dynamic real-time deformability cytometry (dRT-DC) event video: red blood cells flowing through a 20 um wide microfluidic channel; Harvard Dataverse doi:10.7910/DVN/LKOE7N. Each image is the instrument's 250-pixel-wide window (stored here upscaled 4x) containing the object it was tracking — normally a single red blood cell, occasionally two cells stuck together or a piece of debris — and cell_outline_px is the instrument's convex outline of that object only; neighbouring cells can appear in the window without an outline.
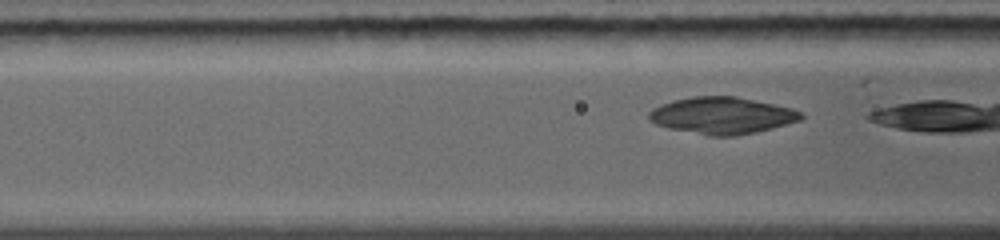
{"species": "common noctule bat (a hibernating species)", "species_latin": "Nyctalus noctula", "temperature_condition": "warm", "stored_images_in_passage": 42, "camera_frame_rate_fps": 5000, "um_per_image_px": 0.085, "animal": {"sex": "female", "body_mass_g": 19.0, "forearm_length_mm": 56.7}, "frame": {"image": 1, "passage_image": 5, "time_ms": 1.0, "image_size_px": [1000, 240], "cell_outline_px": [[804, 116], [800, 120], [772, 128], [756, 132], [736, 136], [708, 136], [668, 128], [656, 124], [648, 120], [648, 112], [652, 108], [660, 104], [672, 100], [692, 96], [736, 96], [792, 108], [800, 112]], "centroid_in_image_um": [61.32, 9.82], "position_along_channel_um": 105.3, "area_um2": 32.77}}
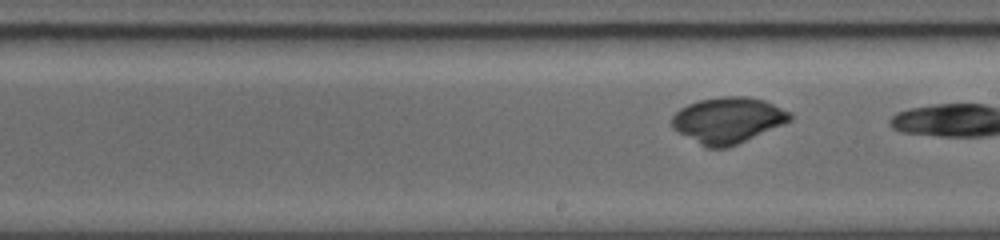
{"frame": {"image": 2, "passage_image": 20, "time_ms": 3.8, "image_size_px": [1000, 240], "cell_outline_px": [[792, 120], [784, 124], [728, 148], [708, 148], [700, 144], [672, 128], [672, 116], [680, 108], [688, 104], [700, 100], [720, 96], [748, 96], [764, 100], [792, 112]], "centroid_in_image_um": [61.89, 10.2], "position_along_channel_um": 227.1, "area_um2": 31.62}}
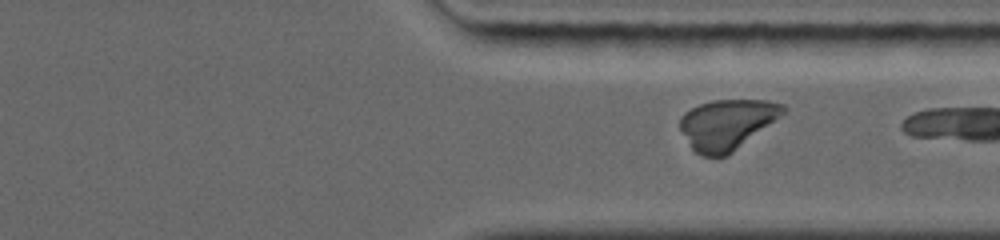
{"frame": {"image": 3, "passage_image": 35, "time_ms": 6.6, "image_size_px": [1000, 240], "cell_outline_px": [[788, 108], [784, 112], [732, 152], [724, 156], [700, 156], [692, 148], [680, 128], [680, 116], [684, 112], [700, 104], [712, 100], [768, 100], [784, 104]], "centroid_in_image_um": [61.76, 10.54], "position_along_channel_um": 349.6, "area_um2": 29.54}}